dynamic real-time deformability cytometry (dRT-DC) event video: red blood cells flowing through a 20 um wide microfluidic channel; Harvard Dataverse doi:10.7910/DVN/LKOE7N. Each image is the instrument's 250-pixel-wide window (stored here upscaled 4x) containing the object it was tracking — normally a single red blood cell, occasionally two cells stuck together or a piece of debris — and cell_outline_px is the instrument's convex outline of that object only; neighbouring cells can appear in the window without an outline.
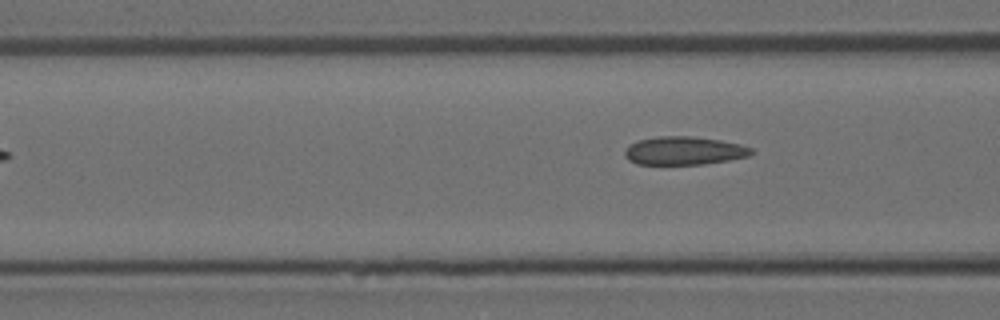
{"species": "Egyptian fruit bat (a non-hibernating species)", "species_latin": "Rousettus aegyptiacus", "temperature_condition": "room temperature", "stored_images_in_passage": 4, "segment_of_instrument_passage": [2, 2], "camera_frame_rate_fps": 3000, "um_per_image_px": 0.085, "animal": {"sex": "female"}, "frame": {"image": 1, "passage_image": 4, "time_ms": 1.0, "image_size_px": [1000, 320], "cell_outline_px": [[756, 152], [748, 156], [728, 160], [704, 164], [636, 164], [628, 160], [624, 156], [624, 152], [628, 144], [640, 140], [660, 136], [692, 136], [720, 140], [740, 144], [752, 148]], "centroid_in_image_um": [58.14, 12.81], "position_along_channel_um": 108.5, "area_um2": 20.92}}